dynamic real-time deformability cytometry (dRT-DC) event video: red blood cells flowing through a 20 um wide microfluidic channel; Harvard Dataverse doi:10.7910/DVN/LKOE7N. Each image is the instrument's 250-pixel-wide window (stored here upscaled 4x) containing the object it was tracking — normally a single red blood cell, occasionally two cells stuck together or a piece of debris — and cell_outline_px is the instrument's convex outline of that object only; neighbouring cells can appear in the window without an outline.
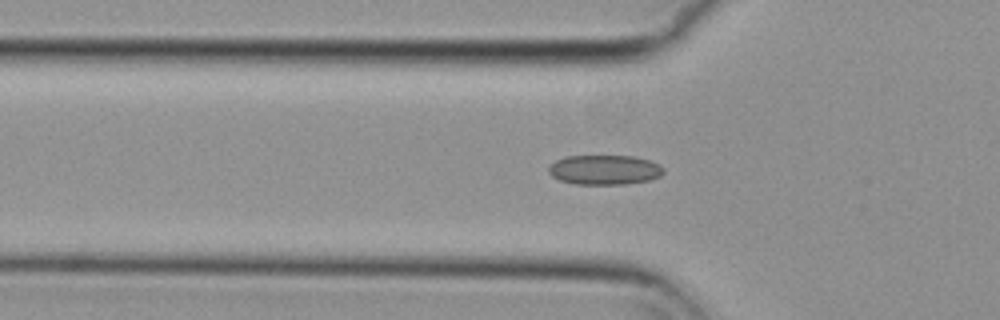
{"species": "common noctule bat (a hibernating species)", "species_latin": "Nyctalus noctula", "temperature_condition": "cold", "stored_images_in_passage": 49, "camera_frame_rate_fps": 3000, "um_per_image_px": 0.085, "animal": {"sex": "female", "body_mass_g": 29.2, "forearm_length_mm": 56.3}, "frame": {"image": 1, "passage_image": 18, "time_ms": 5.667, "image_size_px": [1000, 320], "cell_outline_px": [[664, 172], [660, 176], [648, 180], [624, 184], [576, 184], [560, 180], [552, 176], [548, 172], [548, 168], [556, 160], [564, 156], [632, 156], [648, 160], [660, 164], [664, 168]], "centroid_in_image_um": [51.38, 14.43], "position_along_channel_um": 74.4, "area_um2": 19.83}}
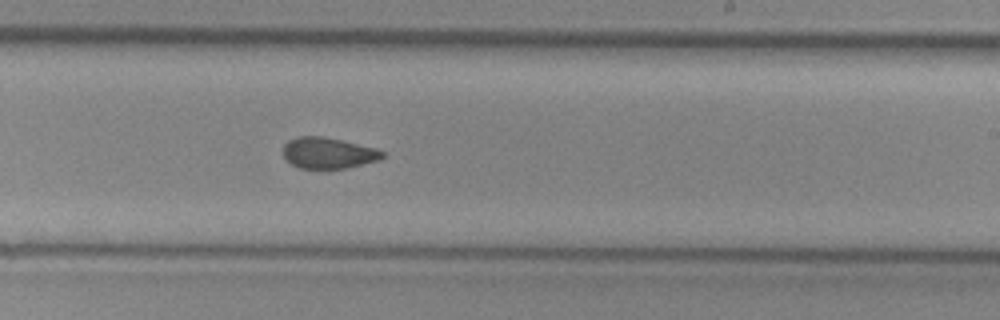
{"frame": {"image": 2, "passage_image": 33, "time_ms": 10.667, "image_size_px": [1000, 320], "cell_outline_px": [[384, 156], [380, 160], [348, 168], [300, 168], [284, 160], [284, 144], [288, 140], [296, 136], [324, 136], [376, 148], [384, 152]], "centroid_in_image_um": [27.89, 13.0], "position_along_channel_um": 261.1, "area_um2": 18.09}}
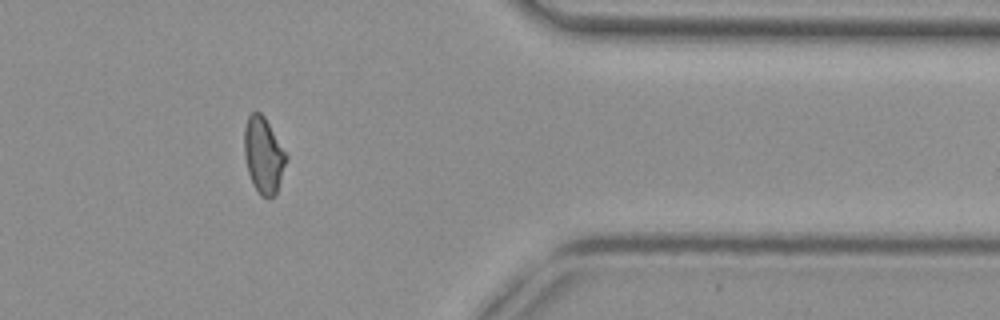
{"frame": {"image": 3, "passage_image": 45, "time_ms": 14.667, "image_size_px": [1000, 320], "cell_outline_px": [[288, 156], [276, 192], [268, 200], [260, 196], [252, 184], [248, 172], [244, 156], [244, 128], [248, 116], [252, 112], [260, 112], [264, 116]], "centroid_in_image_um": [22.37, 13.21], "position_along_channel_um": 389.0, "area_um2": 18.55}, "authors_computed_cell_mechanics": {"area_um2": 19.074, "velocity_mm_per_s": 3.7288, "shape_relaxation_time_tau1_ms": null, "shape_relaxation_time_tau2_ms": 2.0153, "deformation_change_tau1": null, "deformation_change_tau2": 0.0726}}